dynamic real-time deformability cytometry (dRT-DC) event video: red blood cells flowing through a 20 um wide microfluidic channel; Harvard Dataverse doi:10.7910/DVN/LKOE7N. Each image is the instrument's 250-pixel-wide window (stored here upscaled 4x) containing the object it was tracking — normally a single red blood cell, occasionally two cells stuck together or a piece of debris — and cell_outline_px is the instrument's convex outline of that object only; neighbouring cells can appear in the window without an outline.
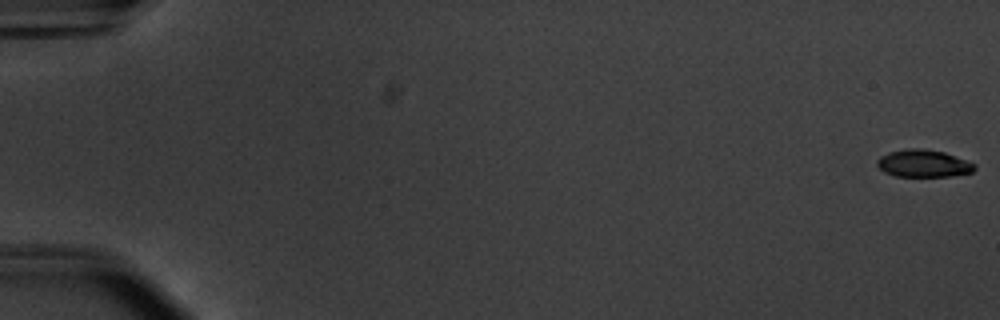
{"species": "common noctule bat (a hibernating species)", "species_latin": "Nyctalus noctula", "temperature_condition": "warm", "stored_images_in_passage": 17, "camera_frame_rate_fps": 3000, "um_per_image_px": 0.085, "animal": {"sex": "male", "body_mass_g": 20.1, "forearm_length_mm": 53.5}, "frame": {"image": 1, "passage_image": 1, "time_ms": 0.0, "image_size_px": [1000, 320], "cell_outline_px": [[976, 168], [972, 172], [952, 176], [896, 176], [884, 172], [876, 164], [876, 160], [880, 156], [888, 152], [904, 148], [924, 148], [944, 152], [976, 164]], "centroid_in_image_um": [78.47, 13.88], "position_along_channel_um": 6.5, "area_um2": 15.66}}
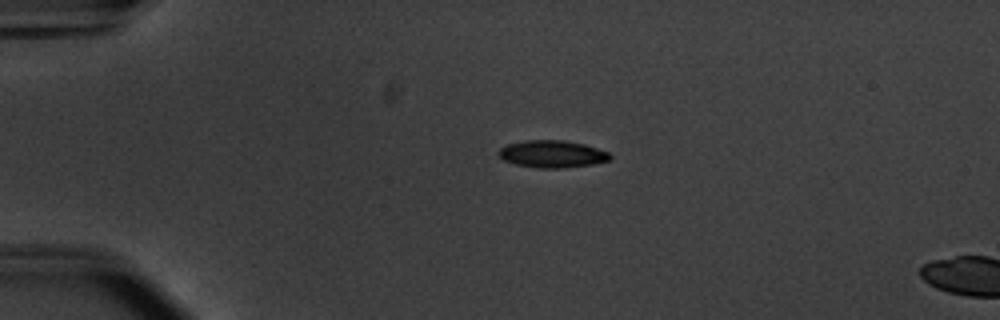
{"frame": {"image": 2, "passage_image": 14, "time_ms": 4.333, "image_size_px": [1000, 320], "cell_outline_px": [[612, 156], [608, 160], [592, 164], [564, 168], [536, 168], [516, 164], [504, 160], [496, 152], [500, 148], [508, 144], [524, 140], [564, 140], [584, 144], [608, 152]], "centroid_in_image_um": [46.91, 13.09], "position_along_channel_um": 38.1, "area_um2": 17.63}}